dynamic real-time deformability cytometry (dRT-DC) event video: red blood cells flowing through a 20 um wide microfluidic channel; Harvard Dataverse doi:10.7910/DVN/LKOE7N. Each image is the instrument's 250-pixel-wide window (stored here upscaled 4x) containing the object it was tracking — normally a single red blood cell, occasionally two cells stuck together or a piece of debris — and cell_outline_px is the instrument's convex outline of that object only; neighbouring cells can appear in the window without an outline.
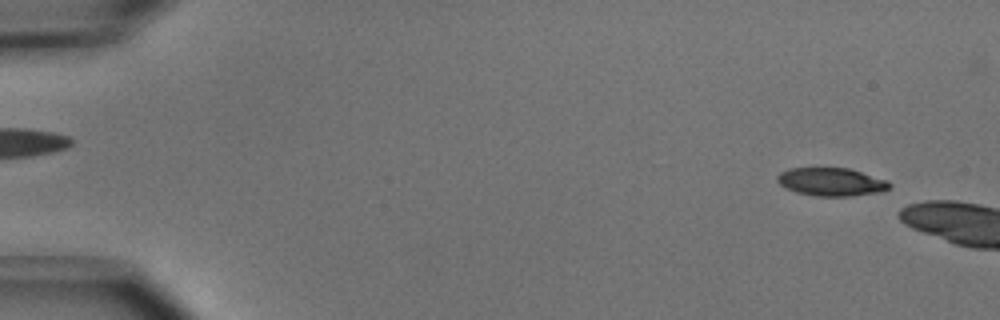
{"species": "common noctule bat (a hibernating species)", "species_latin": "Nyctalus noctula", "temperature_condition": "cold", "stored_images_in_passage": 6, "camera_frame_rate_fps": 3000, "um_per_image_px": 0.085, "animal": {"sex": "male", "body_mass_g": 15.6}, "frame": {"image": 1, "passage_image": 1, "time_ms": 0.0, "image_size_px": [1000, 320], "cell_outline_px": [[892, 184], [888, 188], [880, 192], [852, 196], [816, 196], [796, 192], [784, 188], [776, 180], [776, 176], [780, 172], [788, 168], [848, 168], [888, 180]], "centroid_in_image_um": [70.63, 15.46], "position_along_channel_um": 14.4, "area_um2": 18.5}}